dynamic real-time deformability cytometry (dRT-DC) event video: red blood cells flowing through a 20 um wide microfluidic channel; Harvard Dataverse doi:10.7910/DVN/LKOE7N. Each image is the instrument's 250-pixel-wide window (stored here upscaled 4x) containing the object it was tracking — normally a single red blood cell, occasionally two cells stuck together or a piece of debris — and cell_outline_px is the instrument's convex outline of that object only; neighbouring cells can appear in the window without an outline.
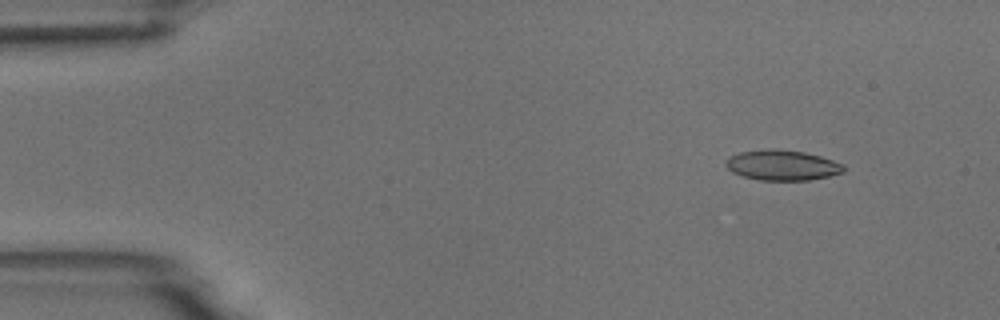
{"species": "common noctule bat (a hibernating species)", "species_latin": "Nyctalus noctula", "temperature_condition": "room temperature", "stored_images_in_passage": 4, "camera_frame_rate_fps": 3000, "um_per_image_px": 0.085, "animal": {"sex": "male", "body_mass_g": 18.8}, "frame": {"image": 1, "passage_image": 2, "time_ms": 1.0, "image_size_px": [1000, 320], "cell_outline_px": [[844, 172], [828, 176], [808, 180], [760, 180], [744, 176], [732, 172], [724, 164], [732, 156], [740, 152], [768, 148], [772, 148], [804, 152], [820, 156], [844, 164]], "centroid_in_image_um": [66.5, 14.04], "position_along_channel_um": 18.5, "area_um2": 20.63}}
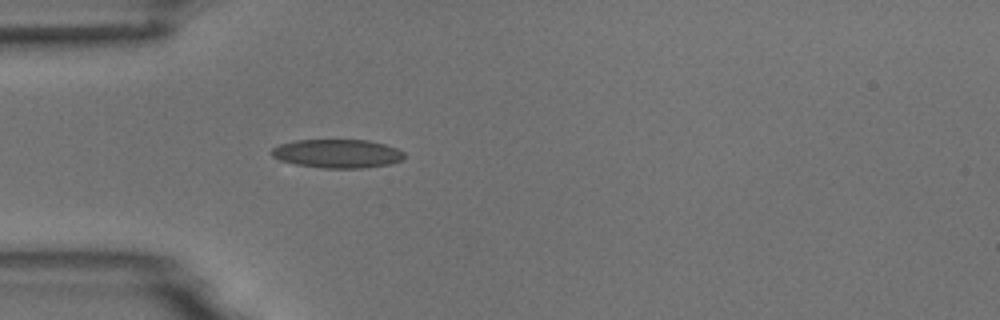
{"frame": {"image": 2, "passage_image": 4, "time_ms": 4.333, "image_size_px": [1000, 320], "cell_outline_px": [[404, 160], [392, 164], [364, 168], [324, 168], [296, 164], [280, 160], [272, 156], [272, 148], [280, 144], [296, 140], [368, 140], [384, 144], [396, 148], [404, 152]], "centroid_in_image_um": [28.71, 13.06], "position_along_channel_um": 56.3, "area_um2": 22.2}}